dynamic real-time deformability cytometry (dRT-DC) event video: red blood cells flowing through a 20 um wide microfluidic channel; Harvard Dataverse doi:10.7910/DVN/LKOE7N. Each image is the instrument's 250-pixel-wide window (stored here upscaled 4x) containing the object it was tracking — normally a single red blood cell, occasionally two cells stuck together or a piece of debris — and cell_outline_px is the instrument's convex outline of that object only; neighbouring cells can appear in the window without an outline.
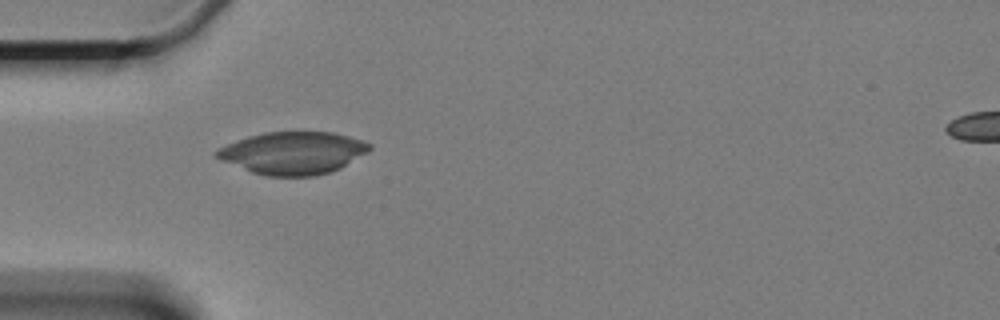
{"species": "Egyptian fruit bat (a non-hibernating species)", "species_latin": "Rousettus aegyptiacus", "temperature_condition": "cold", "stored_images_in_passage": 3, "camera_frame_rate_fps": 3000, "um_per_image_px": 0.085, "animal": {"sex": "female"}, "frame": {"image": 1, "passage_image": 2, "time_ms": 1.333, "image_size_px": [1000, 320], "cell_outline_px": [[372, 148], [368, 152], [340, 168], [328, 172], [312, 176], [268, 176], [252, 172], [224, 160], [216, 156], [216, 152], [220, 148], [236, 140], [248, 136], [264, 132], [332, 132], [348, 136], [372, 144]], "centroid_in_image_um": [24.95, 12.99], "position_along_channel_um": 60.1, "area_um2": 37.28}}
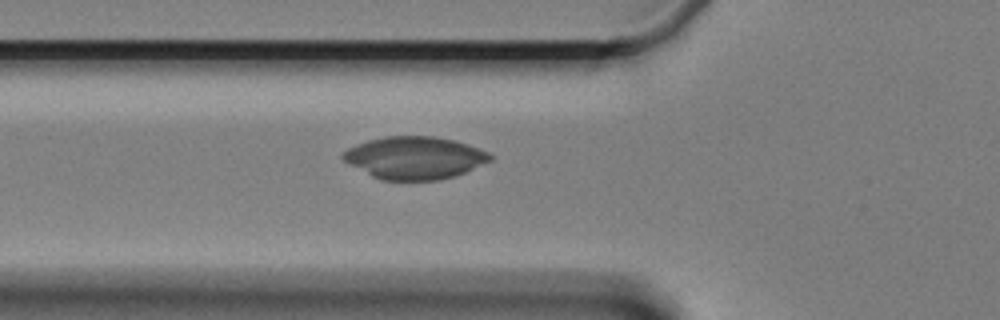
{"frame": {"image": 2, "passage_image": 3, "time_ms": 2.333, "image_size_px": [1000, 320], "cell_outline_px": [[492, 160], [456, 176], [440, 180], [380, 180], [372, 176], [344, 160], [340, 156], [348, 148], [368, 140], [384, 136], [432, 136], [452, 140], [468, 144], [488, 152], [492, 156]], "centroid_in_image_um": [35.26, 13.41], "position_along_channel_um": 90.5, "area_um2": 36.24}}